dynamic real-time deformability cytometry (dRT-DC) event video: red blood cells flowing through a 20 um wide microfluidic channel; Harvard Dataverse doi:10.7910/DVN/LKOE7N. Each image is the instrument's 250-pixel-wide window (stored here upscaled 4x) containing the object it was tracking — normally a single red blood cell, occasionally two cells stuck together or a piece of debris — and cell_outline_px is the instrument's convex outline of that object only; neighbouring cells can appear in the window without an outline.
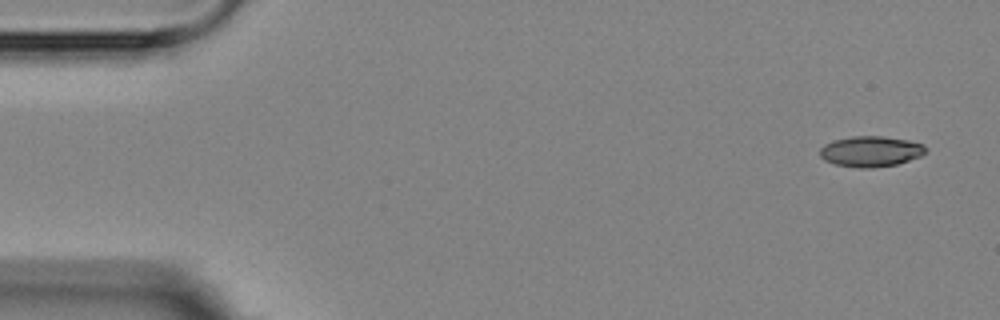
{"species": "Egyptian fruit bat (a non-hibernating species)", "species_latin": "Rousettus aegyptiacus", "temperature_condition": "room temperature", "stored_images_in_passage": 6, "camera_frame_rate_fps": 3000, "um_per_image_px": 0.085, "animal": {"sex": "female"}, "frame": {"image": 1, "passage_image": 1, "time_ms": 0.0, "image_size_px": [1000, 320], "cell_outline_px": [[924, 152], [920, 156], [896, 164], [872, 168], [856, 168], [836, 164], [824, 160], [820, 156], [820, 148], [824, 144], [832, 140], [852, 136], [880, 136], [908, 140], [924, 144]], "centroid_in_image_um": [73.96, 12.86], "position_along_channel_um": 11.0, "area_um2": 18.79}}
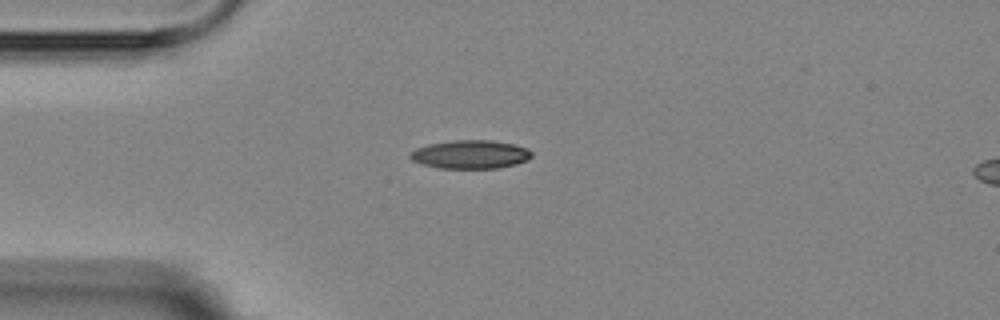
{"frame": {"image": 2, "passage_image": 4, "time_ms": 3.667, "image_size_px": [1000, 320], "cell_outline_px": [[532, 156], [528, 160], [516, 164], [500, 168], [440, 168], [420, 164], [412, 160], [408, 156], [416, 148], [428, 144], [456, 140], [492, 140], [512, 144], [528, 148], [532, 152]], "centroid_in_image_um": [40.0, 13.13], "position_along_channel_um": 45.0, "area_um2": 20.23}}